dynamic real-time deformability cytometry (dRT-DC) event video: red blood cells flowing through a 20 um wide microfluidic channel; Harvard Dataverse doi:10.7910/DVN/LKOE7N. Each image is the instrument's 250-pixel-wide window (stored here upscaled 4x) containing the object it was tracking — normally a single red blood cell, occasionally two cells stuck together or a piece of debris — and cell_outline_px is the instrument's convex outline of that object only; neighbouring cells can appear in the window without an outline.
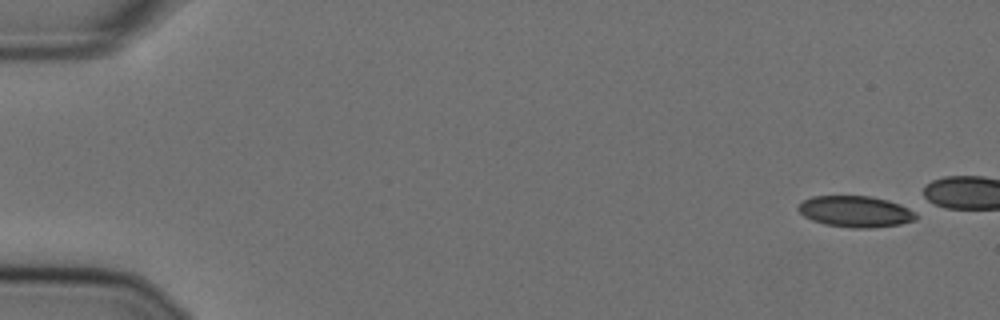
{"species": "Egyptian fruit bat (a non-hibernating species)", "species_latin": "Rousettus aegyptiacus", "temperature_condition": "cold", "stored_images_in_passage": 13, "camera_frame_rate_fps": 3000, "um_per_image_px": 0.085, "animal": {"sex": "female"}, "frame": {"image": 1, "passage_image": 1, "time_ms": 0.0, "image_size_px": [1000, 320], "cell_outline_px": [[916, 220], [900, 224], [872, 228], [852, 228], [824, 224], [812, 220], [804, 216], [796, 208], [804, 200], [812, 196], [872, 196], [888, 200], [916, 208]], "centroid_in_image_um": [72.78, 17.97], "position_along_channel_um": 12.2, "area_um2": 21.79}}